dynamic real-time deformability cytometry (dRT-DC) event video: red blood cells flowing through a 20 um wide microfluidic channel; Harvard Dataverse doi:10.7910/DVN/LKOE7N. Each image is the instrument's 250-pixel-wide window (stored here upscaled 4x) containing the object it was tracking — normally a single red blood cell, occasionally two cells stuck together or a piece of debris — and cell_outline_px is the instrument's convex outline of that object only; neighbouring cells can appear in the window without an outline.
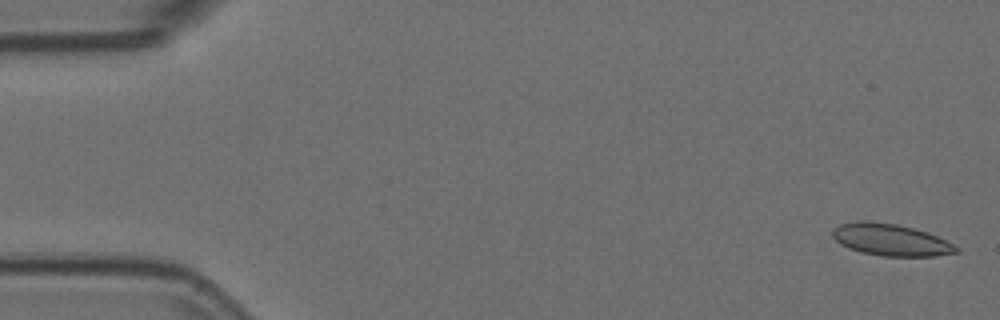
{"species": "Egyptian fruit bat (a non-hibernating species)", "species_latin": "Rousettus aegyptiacus", "temperature_condition": "room temperature", "stored_images_in_passage": 4, "camera_frame_rate_fps": 3000, "um_per_image_px": 0.085, "animal": {"sex": "female"}, "frame": {"image": 1, "passage_image": 1, "time_ms": 0.0, "image_size_px": [1000, 320], "cell_outline_px": [[960, 252], [936, 256], [884, 256], [860, 252], [848, 248], [840, 244], [832, 236], [832, 232], [840, 224], [860, 220], [868, 220], [896, 224], [928, 232], [960, 248]], "centroid_in_image_um": [75.71, 20.38], "position_along_channel_um": 9.3, "area_um2": 22.95}}